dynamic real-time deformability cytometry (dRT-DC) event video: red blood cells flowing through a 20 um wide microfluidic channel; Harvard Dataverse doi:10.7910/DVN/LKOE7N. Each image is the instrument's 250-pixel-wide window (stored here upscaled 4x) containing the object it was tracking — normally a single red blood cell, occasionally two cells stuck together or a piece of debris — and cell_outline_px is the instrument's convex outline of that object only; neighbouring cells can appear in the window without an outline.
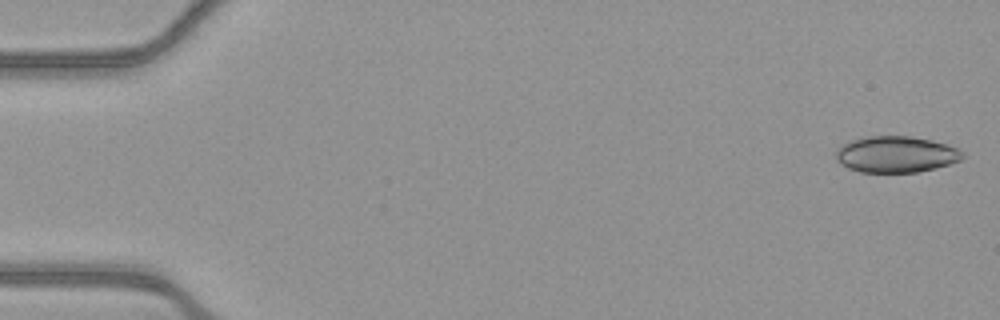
{"species": "common noctule bat (a hibernating species)", "species_latin": "Nyctalus noctula", "temperature_condition": "warm", "stored_images_in_passage": 53, "camera_frame_rate_fps": 3000, "um_per_image_px": 0.085, "animal": {"sex": "female", "body_mass_g": 21.9}, "frame": {"image": 1, "passage_image": 1, "time_ms": 0.0, "image_size_px": [1000, 320], "cell_outline_px": [[964, 156], [960, 160], [936, 168], [916, 172], [860, 172], [848, 168], [836, 160], [836, 152], [844, 144], [860, 136], [912, 136], [932, 140], [948, 144], [964, 152]], "centroid_in_image_um": [76.17, 13.11], "position_along_channel_um": 8.8, "area_um2": 26.82}}
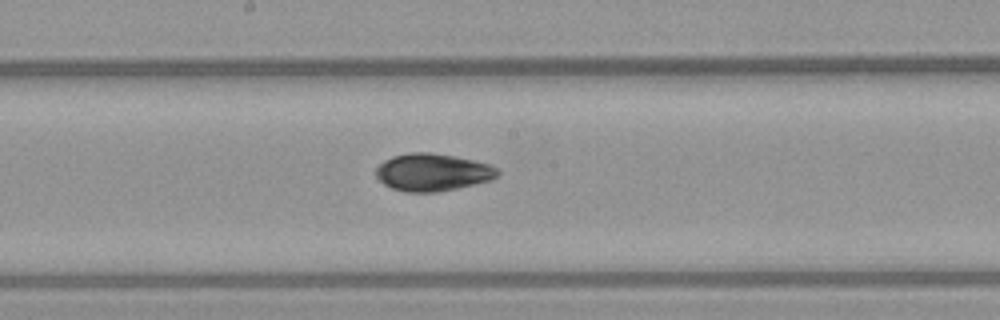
{"frame": {"image": 2, "passage_image": 28, "time_ms": 9.0, "image_size_px": [1000, 320], "cell_outline_px": [[500, 172], [492, 180], [456, 188], [436, 192], [408, 192], [392, 188], [384, 184], [376, 176], [376, 168], [384, 160], [392, 156], [412, 152], [432, 152], [472, 160], [488, 164], [496, 168]], "centroid_in_image_um": [36.75, 14.64], "position_along_channel_um": 211.5, "area_um2": 26.3}}
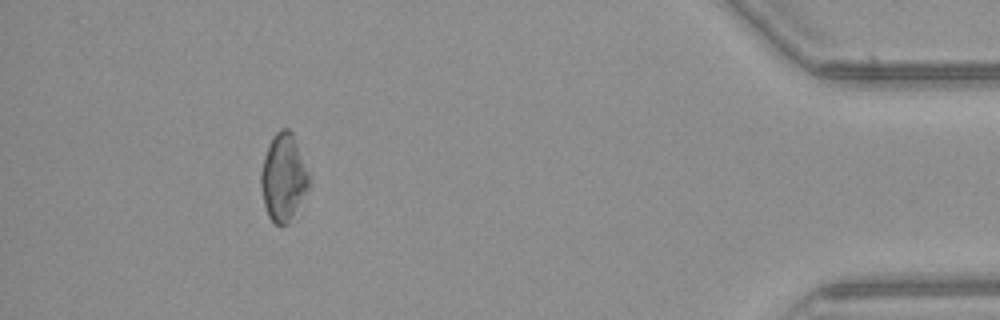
{"frame": {"image": 3, "passage_image": 48, "time_ms": 15.667, "image_size_px": [1000, 320], "cell_outline_px": [[308, 188], [288, 224], [276, 224], [268, 216], [264, 204], [260, 184], [260, 172], [264, 156], [268, 144], [272, 136], [280, 128], [288, 128], [292, 132], [308, 172]], "centroid_in_image_um": [24.05, 15.05], "position_along_channel_um": 411.1, "area_um2": 24.1}, "authors_computed_cell_mechanics": {"area_um2": 26.299, "velocity_mm_per_s": 3.8969, "shape_relaxation_time_tau1_ms": 3.927, "shape_relaxation_time_tau2_ms": 3.3282, "deformation_change_tau1": 0.1243, "deformation_change_tau2": 0.0302}}